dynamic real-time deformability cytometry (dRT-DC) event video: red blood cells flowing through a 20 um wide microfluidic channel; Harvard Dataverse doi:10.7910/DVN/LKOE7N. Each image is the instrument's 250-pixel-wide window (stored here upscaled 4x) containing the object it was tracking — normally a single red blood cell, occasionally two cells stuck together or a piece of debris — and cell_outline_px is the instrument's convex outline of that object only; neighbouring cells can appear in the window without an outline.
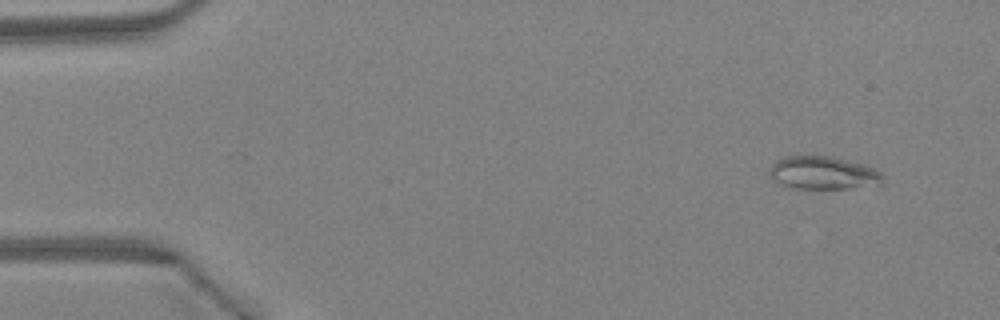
{"species": "Egyptian fruit bat (a non-hibernating species)", "species_latin": "Rousettus aegyptiacus", "temperature_condition": "warm", "stored_images_in_passage": 45, "camera_frame_rate_fps": 3000, "um_per_image_px": 0.085, "animal": {"sex": "female"}, "frame": {"image": 1, "passage_image": 4, "time_ms": 1.0, "image_size_px": [1000, 320], "cell_outline_px": [[884, 184], [848, 188], [792, 188], [780, 184], [772, 180], [768, 176], [768, 168], [776, 160], [784, 156], [832, 156], [868, 164], [880, 172], [884, 176]], "centroid_in_image_um": [69.97, 14.68], "position_along_channel_um": 15.0, "area_um2": 22.31}}
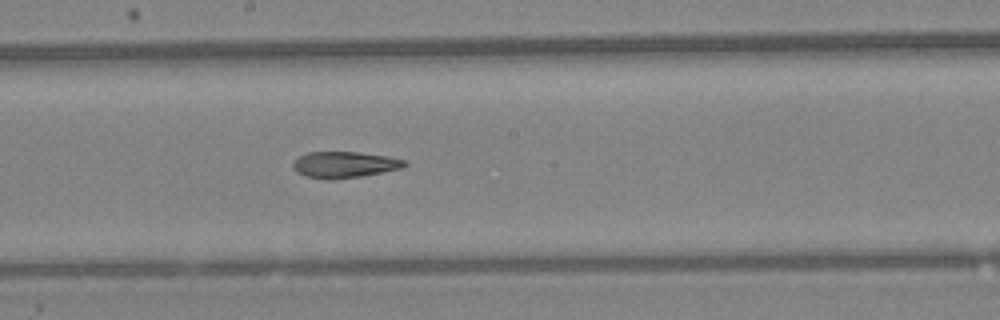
{"frame": {"image": 2, "passage_image": 25, "time_ms": 8.0, "image_size_px": [1000, 320], "cell_outline_px": [[408, 164], [400, 168], [360, 176], [332, 180], [324, 180], [304, 176], [296, 172], [292, 164], [300, 156], [308, 152], [360, 152], [388, 156], [404, 160]], "centroid_in_image_um": [29.24, 14.0], "position_along_channel_um": 219.0, "area_um2": 16.99}}
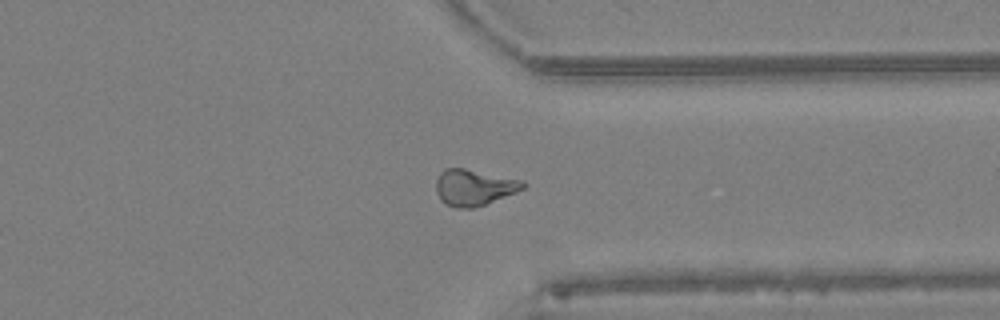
{"frame": {"image": 3, "passage_image": 35, "time_ms": 11.333, "image_size_px": [1000, 320], "cell_outline_px": [[524, 188], [516, 192], [484, 204], [472, 208], [456, 208], [444, 204], [440, 200], [436, 192], [436, 180], [440, 172], [444, 168], [464, 168], [520, 180], [524, 184]], "centroid_in_image_um": [40.21, 15.93], "position_along_channel_um": 371.2, "area_um2": 18.09}, "authors_computed_cell_mechanics": {"area_um2": 18.0914, "velocity_mm_per_s": 4.5734, "shape_relaxation_time_tau1_ms": null, "shape_relaxation_time_tau2_ms": 4.4776, "deformation_change_tau1": null, "deformation_change_tau2": 0.1206}}